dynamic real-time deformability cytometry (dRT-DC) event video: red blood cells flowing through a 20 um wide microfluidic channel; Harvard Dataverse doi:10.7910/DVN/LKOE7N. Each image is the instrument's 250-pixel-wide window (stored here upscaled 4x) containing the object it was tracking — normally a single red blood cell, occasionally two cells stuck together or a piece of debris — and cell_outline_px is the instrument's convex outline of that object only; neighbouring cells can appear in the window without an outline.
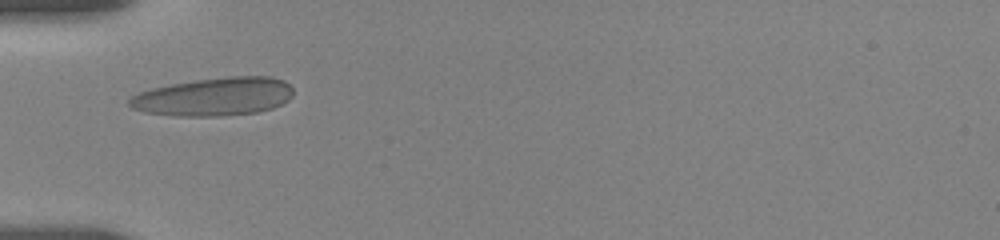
{"species": "human", "species_latin": "Homo sapiens", "temperature_condition": "room temperature", "stored_images_in_passage": 9, "camera_frame_rate_fps": 3000, "um_per_image_px": 0.085, "donor": {"sex": "female"}, "frame": {"image": 1, "passage_image": 6, "time_ms": 3.667, "image_size_px": [1000, 240], "cell_outline_px": [[292, 96], [288, 100], [272, 108], [256, 112], [220, 116], [172, 116], [144, 112], [132, 108], [128, 104], [128, 100], [132, 96], [140, 92], [152, 88], [172, 84], [196, 80], [228, 76], [272, 76], [284, 80], [292, 88]], "centroid_in_image_um": [18.19, 8.22], "position_along_channel_um": 66.8, "area_um2": 36.59}}
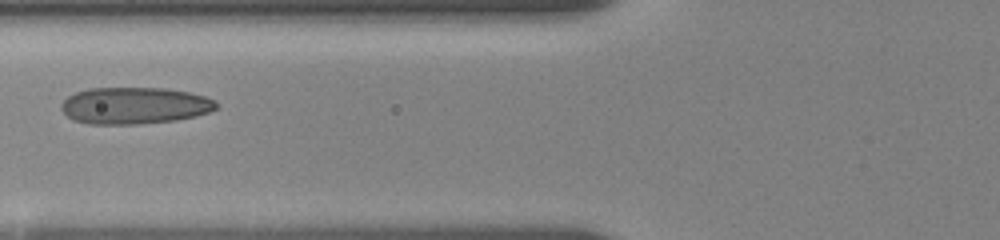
{"frame": {"image": 2, "passage_image": 8, "time_ms": 5.0, "image_size_px": [1000, 240], "cell_outline_px": [[216, 108], [208, 112], [196, 116], [176, 120], [136, 124], [88, 124], [76, 120], [68, 116], [60, 108], [60, 104], [68, 96], [76, 92], [88, 88], [164, 88], [188, 92], [204, 96], [216, 100]], "centroid_in_image_um": [11.42, 8.97], "position_along_channel_um": 114.4, "area_um2": 33.12}}